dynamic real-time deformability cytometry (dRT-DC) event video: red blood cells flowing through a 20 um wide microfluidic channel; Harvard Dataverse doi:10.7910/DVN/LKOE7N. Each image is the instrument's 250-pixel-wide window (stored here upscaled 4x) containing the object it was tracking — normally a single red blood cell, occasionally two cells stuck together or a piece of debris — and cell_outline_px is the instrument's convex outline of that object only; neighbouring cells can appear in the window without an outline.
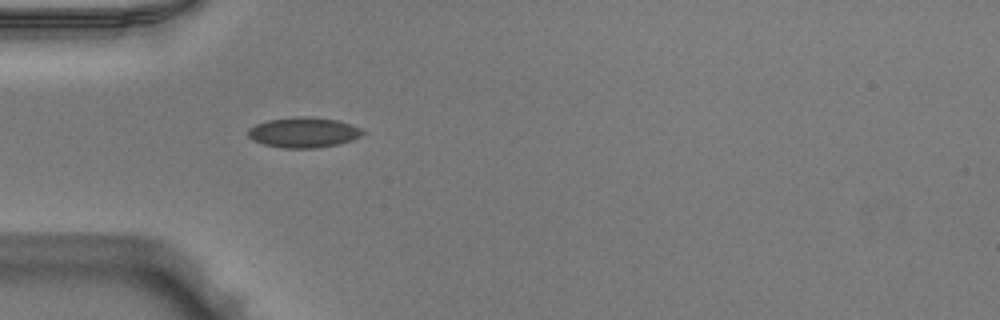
{"species": "Egyptian fruit bat (a non-hibernating species)", "species_latin": "Rousettus aegyptiacus", "temperature_condition": "warm", "stored_images_in_passage": 36, "camera_frame_rate_fps": 3000, "um_per_image_px": 0.085, "animal": {"sex": "male"}, "frame": {"image": 1, "passage_image": 1, "time_ms": 0.0, "image_size_px": [1000, 320], "cell_outline_px": [[364, 132], [360, 136], [352, 140], [336, 144], [316, 148], [284, 148], [264, 144], [252, 140], [248, 136], [248, 128], [256, 124], [268, 120], [300, 116], [304, 116], [336, 120], [360, 128]], "centroid_in_image_um": [25.76, 11.26], "position_along_channel_um": 59.2, "area_um2": 19.94}}
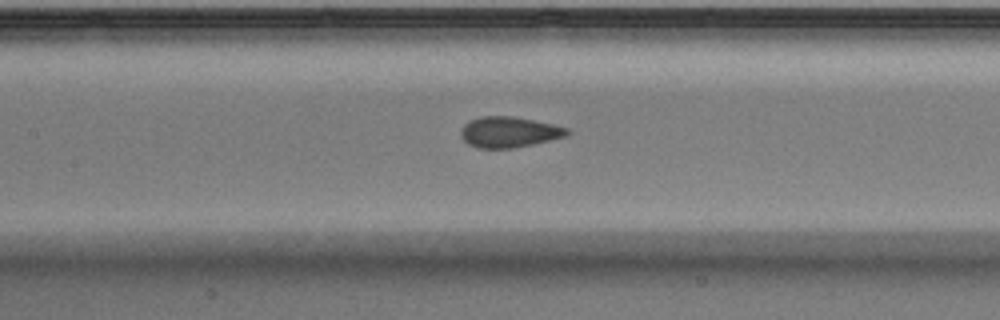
{"frame": {"image": 2, "passage_image": 9, "time_ms": 2.667, "image_size_px": [1000, 320], "cell_outline_px": [[572, 132], [564, 136], [532, 144], [512, 148], [480, 148], [468, 144], [460, 136], [460, 128], [468, 120], [480, 116], [512, 116], [552, 124], [568, 128]], "centroid_in_image_um": [43.21, 11.21], "position_along_channel_um": 164.2, "area_um2": 18.96}}
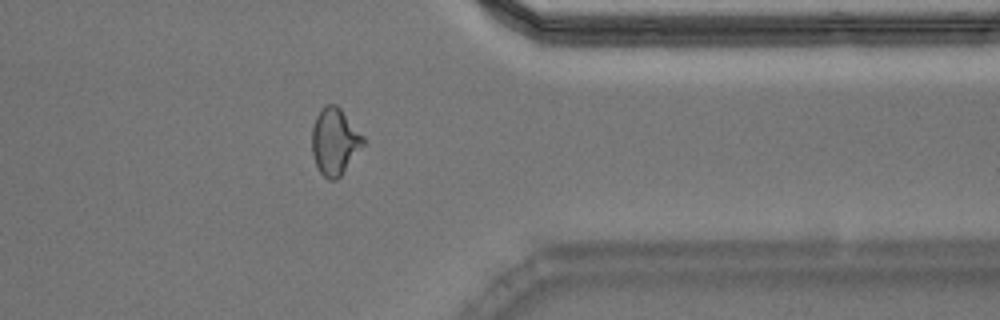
{"frame": {"image": 3, "passage_image": 26, "time_ms": 8.333, "image_size_px": [1000, 320], "cell_outline_px": [[364, 144], [340, 176], [336, 180], [328, 180], [320, 172], [312, 156], [312, 128], [316, 116], [324, 104], [336, 104], [340, 108], [364, 136]], "centroid_in_image_um": [28.43, 12.01], "position_along_channel_um": 383.0, "area_um2": 19.83}, "authors_computed_cell_mechanics": {"area_um2": 19.3919, "velocity_mm_per_s": 4.0264, "shape_relaxation_time_tau1_ms": null, "shape_relaxation_time_tau2_ms": 0.7398, "deformation_change_tau1": null, "deformation_change_tau2": 0.0493}}